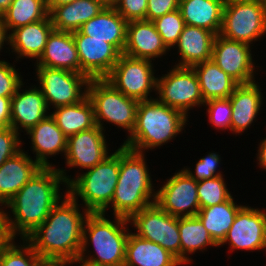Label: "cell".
I'll return each mask as SVG.
<instances>
[{
	"label": "cell",
	"instance_id": "obj_46",
	"mask_svg": "<svg viewBox=\"0 0 266 266\" xmlns=\"http://www.w3.org/2000/svg\"><path fill=\"white\" fill-rule=\"evenodd\" d=\"M257 156L258 164L266 170V138L260 143Z\"/></svg>",
	"mask_w": 266,
	"mask_h": 266
},
{
	"label": "cell",
	"instance_id": "obj_25",
	"mask_svg": "<svg viewBox=\"0 0 266 266\" xmlns=\"http://www.w3.org/2000/svg\"><path fill=\"white\" fill-rule=\"evenodd\" d=\"M128 22L115 8H104L98 15L83 24L79 31L92 39L105 40L121 54L126 43Z\"/></svg>",
	"mask_w": 266,
	"mask_h": 266
},
{
	"label": "cell",
	"instance_id": "obj_11",
	"mask_svg": "<svg viewBox=\"0 0 266 266\" xmlns=\"http://www.w3.org/2000/svg\"><path fill=\"white\" fill-rule=\"evenodd\" d=\"M156 99L188 116L194 106H204L196 72L191 67L174 66L170 72L157 79Z\"/></svg>",
	"mask_w": 266,
	"mask_h": 266
},
{
	"label": "cell",
	"instance_id": "obj_35",
	"mask_svg": "<svg viewBox=\"0 0 266 266\" xmlns=\"http://www.w3.org/2000/svg\"><path fill=\"white\" fill-rule=\"evenodd\" d=\"M22 240L23 245L21 247L16 246L14 239H12L3 249L0 254V266H43L45 264V261L33 247L25 239Z\"/></svg>",
	"mask_w": 266,
	"mask_h": 266
},
{
	"label": "cell",
	"instance_id": "obj_51",
	"mask_svg": "<svg viewBox=\"0 0 266 266\" xmlns=\"http://www.w3.org/2000/svg\"><path fill=\"white\" fill-rule=\"evenodd\" d=\"M73 265L74 263H57V262H45L43 266H66V265Z\"/></svg>",
	"mask_w": 266,
	"mask_h": 266
},
{
	"label": "cell",
	"instance_id": "obj_21",
	"mask_svg": "<svg viewBox=\"0 0 266 266\" xmlns=\"http://www.w3.org/2000/svg\"><path fill=\"white\" fill-rule=\"evenodd\" d=\"M41 168L22 149L8 158L0 166V206L6 205Z\"/></svg>",
	"mask_w": 266,
	"mask_h": 266
},
{
	"label": "cell",
	"instance_id": "obj_13",
	"mask_svg": "<svg viewBox=\"0 0 266 266\" xmlns=\"http://www.w3.org/2000/svg\"><path fill=\"white\" fill-rule=\"evenodd\" d=\"M155 202L177 218L196 216L200 210L197 181L182 169L156 191Z\"/></svg>",
	"mask_w": 266,
	"mask_h": 266
},
{
	"label": "cell",
	"instance_id": "obj_9",
	"mask_svg": "<svg viewBox=\"0 0 266 266\" xmlns=\"http://www.w3.org/2000/svg\"><path fill=\"white\" fill-rule=\"evenodd\" d=\"M128 221L137 236L161 245L181 262L178 218L165 212L156 202L133 214Z\"/></svg>",
	"mask_w": 266,
	"mask_h": 266
},
{
	"label": "cell",
	"instance_id": "obj_18",
	"mask_svg": "<svg viewBox=\"0 0 266 266\" xmlns=\"http://www.w3.org/2000/svg\"><path fill=\"white\" fill-rule=\"evenodd\" d=\"M22 86L23 82L11 97L10 105V126L19 134L20 128L28 132L48 116V106L43 93L38 89L40 87L35 86L20 93Z\"/></svg>",
	"mask_w": 266,
	"mask_h": 266
},
{
	"label": "cell",
	"instance_id": "obj_42",
	"mask_svg": "<svg viewBox=\"0 0 266 266\" xmlns=\"http://www.w3.org/2000/svg\"><path fill=\"white\" fill-rule=\"evenodd\" d=\"M148 0H119L116 11L127 21L146 20Z\"/></svg>",
	"mask_w": 266,
	"mask_h": 266
},
{
	"label": "cell",
	"instance_id": "obj_20",
	"mask_svg": "<svg viewBox=\"0 0 266 266\" xmlns=\"http://www.w3.org/2000/svg\"><path fill=\"white\" fill-rule=\"evenodd\" d=\"M39 61V62H38ZM36 66L81 73V65L72 32L53 29Z\"/></svg>",
	"mask_w": 266,
	"mask_h": 266
},
{
	"label": "cell",
	"instance_id": "obj_31",
	"mask_svg": "<svg viewBox=\"0 0 266 266\" xmlns=\"http://www.w3.org/2000/svg\"><path fill=\"white\" fill-rule=\"evenodd\" d=\"M55 109L51 116L67 138L96 126L93 106L87 96L79 103Z\"/></svg>",
	"mask_w": 266,
	"mask_h": 266
},
{
	"label": "cell",
	"instance_id": "obj_29",
	"mask_svg": "<svg viewBox=\"0 0 266 266\" xmlns=\"http://www.w3.org/2000/svg\"><path fill=\"white\" fill-rule=\"evenodd\" d=\"M225 0H180L179 9L186 25L220 34Z\"/></svg>",
	"mask_w": 266,
	"mask_h": 266
},
{
	"label": "cell",
	"instance_id": "obj_15",
	"mask_svg": "<svg viewBox=\"0 0 266 266\" xmlns=\"http://www.w3.org/2000/svg\"><path fill=\"white\" fill-rule=\"evenodd\" d=\"M264 210L243 206L237 213L225 239L231 250H260L266 248V213Z\"/></svg>",
	"mask_w": 266,
	"mask_h": 266
},
{
	"label": "cell",
	"instance_id": "obj_40",
	"mask_svg": "<svg viewBox=\"0 0 266 266\" xmlns=\"http://www.w3.org/2000/svg\"><path fill=\"white\" fill-rule=\"evenodd\" d=\"M220 155L216 153H209L205 158L199 159L195 166V174L193 175L192 171L189 168L184 170L196 181H201L205 179H211L216 176H222L221 173L216 172L217 167L220 164Z\"/></svg>",
	"mask_w": 266,
	"mask_h": 266
},
{
	"label": "cell",
	"instance_id": "obj_8",
	"mask_svg": "<svg viewBox=\"0 0 266 266\" xmlns=\"http://www.w3.org/2000/svg\"><path fill=\"white\" fill-rule=\"evenodd\" d=\"M264 34L265 0H225L221 36L250 45Z\"/></svg>",
	"mask_w": 266,
	"mask_h": 266
},
{
	"label": "cell",
	"instance_id": "obj_10",
	"mask_svg": "<svg viewBox=\"0 0 266 266\" xmlns=\"http://www.w3.org/2000/svg\"><path fill=\"white\" fill-rule=\"evenodd\" d=\"M151 62L122 53L105 79L129 98L137 101L151 100L148 95L152 90L156 91L158 79L154 76Z\"/></svg>",
	"mask_w": 266,
	"mask_h": 266
},
{
	"label": "cell",
	"instance_id": "obj_16",
	"mask_svg": "<svg viewBox=\"0 0 266 266\" xmlns=\"http://www.w3.org/2000/svg\"><path fill=\"white\" fill-rule=\"evenodd\" d=\"M81 65V74L89 79H104L112 71L121 53L105 40L92 39L79 30L72 32Z\"/></svg>",
	"mask_w": 266,
	"mask_h": 266
},
{
	"label": "cell",
	"instance_id": "obj_41",
	"mask_svg": "<svg viewBox=\"0 0 266 266\" xmlns=\"http://www.w3.org/2000/svg\"><path fill=\"white\" fill-rule=\"evenodd\" d=\"M19 133L11 126L0 128V166L21 149Z\"/></svg>",
	"mask_w": 266,
	"mask_h": 266
},
{
	"label": "cell",
	"instance_id": "obj_33",
	"mask_svg": "<svg viewBox=\"0 0 266 266\" xmlns=\"http://www.w3.org/2000/svg\"><path fill=\"white\" fill-rule=\"evenodd\" d=\"M181 242V263L188 264L191 259L187 254L205 250L206 246H218L197 216L178 218Z\"/></svg>",
	"mask_w": 266,
	"mask_h": 266
},
{
	"label": "cell",
	"instance_id": "obj_7",
	"mask_svg": "<svg viewBox=\"0 0 266 266\" xmlns=\"http://www.w3.org/2000/svg\"><path fill=\"white\" fill-rule=\"evenodd\" d=\"M87 97L93 106L96 125L104 130L101 122H111L131 134L139 101L125 96L105 78L89 80Z\"/></svg>",
	"mask_w": 266,
	"mask_h": 266
},
{
	"label": "cell",
	"instance_id": "obj_48",
	"mask_svg": "<svg viewBox=\"0 0 266 266\" xmlns=\"http://www.w3.org/2000/svg\"><path fill=\"white\" fill-rule=\"evenodd\" d=\"M74 1L75 0H46V7L49 13L54 7H57L63 4L72 3Z\"/></svg>",
	"mask_w": 266,
	"mask_h": 266
},
{
	"label": "cell",
	"instance_id": "obj_1",
	"mask_svg": "<svg viewBox=\"0 0 266 266\" xmlns=\"http://www.w3.org/2000/svg\"><path fill=\"white\" fill-rule=\"evenodd\" d=\"M65 194L45 221L25 238L45 262L76 263L79 257L89 212L84 208L80 213L78 202Z\"/></svg>",
	"mask_w": 266,
	"mask_h": 266
},
{
	"label": "cell",
	"instance_id": "obj_3",
	"mask_svg": "<svg viewBox=\"0 0 266 266\" xmlns=\"http://www.w3.org/2000/svg\"><path fill=\"white\" fill-rule=\"evenodd\" d=\"M155 201L156 192L152 186L144 153L120 146V171L110 203L113 214L129 219Z\"/></svg>",
	"mask_w": 266,
	"mask_h": 266
},
{
	"label": "cell",
	"instance_id": "obj_26",
	"mask_svg": "<svg viewBox=\"0 0 266 266\" xmlns=\"http://www.w3.org/2000/svg\"><path fill=\"white\" fill-rule=\"evenodd\" d=\"M260 91L255 81L235 88L229 97L232 107L230 131L241 134L253 123L262 105Z\"/></svg>",
	"mask_w": 266,
	"mask_h": 266
},
{
	"label": "cell",
	"instance_id": "obj_19",
	"mask_svg": "<svg viewBox=\"0 0 266 266\" xmlns=\"http://www.w3.org/2000/svg\"><path fill=\"white\" fill-rule=\"evenodd\" d=\"M168 50L152 21L128 22L123 54L152 61L153 58L166 54Z\"/></svg>",
	"mask_w": 266,
	"mask_h": 266
},
{
	"label": "cell",
	"instance_id": "obj_43",
	"mask_svg": "<svg viewBox=\"0 0 266 266\" xmlns=\"http://www.w3.org/2000/svg\"><path fill=\"white\" fill-rule=\"evenodd\" d=\"M180 0H148L146 11V20L154 21L155 19L179 9Z\"/></svg>",
	"mask_w": 266,
	"mask_h": 266
},
{
	"label": "cell",
	"instance_id": "obj_27",
	"mask_svg": "<svg viewBox=\"0 0 266 266\" xmlns=\"http://www.w3.org/2000/svg\"><path fill=\"white\" fill-rule=\"evenodd\" d=\"M183 265L161 245L130 232L126 242L124 266H179Z\"/></svg>",
	"mask_w": 266,
	"mask_h": 266
},
{
	"label": "cell",
	"instance_id": "obj_45",
	"mask_svg": "<svg viewBox=\"0 0 266 266\" xmlns=\"http://www.w3.org/2000/svg\"><path fill=\"white\" fill-rule=\"evenodd\" d=\"M12 239L13 238L10 236L2 209H0V254L2 253L3 249L12 241Z\"/></svg>",
	"mask_w": 266,
	"mask_h": 266
},
{
	"label": "cell",
	"instance_id": "obj_44",
	"mask_svg": "<svg viewBox=\"0 0 266 266\" xmlns=\"http://www.w3.org/2000/svg\"><path fill=\"white\" fill-rule=\"evenodd\" d=\"M11 97H0V128L10 127Z\"/></svg>",
	"mask_w": 266,
	"mask_h": 266
},
{
	"label": "cell",
	"instance_id": "obj_39",
	"mask_svg": "<svg viewBox=\"0 0 266 266\" xmlns=\"http://www.w3.org/2000/svg\"><path fill=\"white\" fill-rule=\"evenodd\" d=\"M22 83L21 75L9 62L0 61V97H12Z\"/></svg>",
	"mask_w": 266,
	"mask_h": 266
},
{
	"label": "cell",
	"instance_id": "obj_36",
	"mask_svg": "<svg viewBox=\"0 0 266 266\" xmlns=\"http://www.w3.org/2000/svg\"><path fill=\"white\" fill-rule=\"evenodd\" d=\"M197 194L200 208L222 204L232 197L223 176L197 181Z\"/></svg>",
	"mask_w": 266,
	"mask_h": 266
},
{
	"label": "cell",
	"instance_id": "obj_24",
	"mask_svg": "<svg viewBox=\"0 0 266 266\" xmlns=\"http://www.w3.org/2000/svg\"><path fill=\"white\" fill-rule=\"evenodd\" d=\"M27 134L31 138V148L36 152L35 161L42 167H53L47 160L49 155L60 154L59 152L66 154L67 137L57 126L51 114L31 128Z\"/></svg>",
	"mask_w": 266,
	"mask_h": 266
},
{
	"label": "cell",
	"instance_id": "obj_50",
	"mask_svg": "<svg viewBox=\"0 0 266 266\" xmlns=\"http://www.w3.org/2000/svg\"><path fill=\"white\" fill-rule=\"evenodd\" d=\"M12 0H0V16L10 7Z\"/></svg>",
	"mask_w": 266,
	"mask_h": 266
},
{
	"label": "cell",
	"instance_id": "obj_2",
	"mask_svg": "<svg viewBox=\"0 0 266 266\" xmlns=\"http://www.w3.org/2000/svg\"><path fill=\"white\" fill-rule=\"evenodd\" d=\"M65 169L42 167L5 205L14 219L2 210L10 236L25 239L40 226L53 207L60 202V184L70 182ZM61 182V183H60Z\"/></svg>",
	"mask_w": 266,
	"mask_h": 266
},
{
	"label": "cell",
	"instance_id": "obj_38",
	"mask_svg": "<svg viewBox=\"0 0 266 266\" xmlns=\"http://www.w3.org/2000/svg\"><path fill=\"white\" fill-rule=\"evenodd\" d=\"M208 106L209 122L221 130L230 129L232 107L229 98L212 99L204 102Z\"/></svg>",
	"mask_w": 266,
	"mask_h": 266
},
{
	"label": "cell",
	"instance_id": "obj_12",
	"mask_svg": "<svg viewBox=\"0 0 266 266\" xmlns=\"http://www.w3.org/2000/svg\"><path fill=\"white\" fill-rule=\"evenodd\" d=\"M36 67L40 90L48 109L50 104H53L55 108L75 104L87 96V86L90 79L86 75L45 66ZM81 89H84V92Z\"/></svg>",
	"mask_w": 266,
	"mask_h": 266
},
{
	"label": "cell",
	"instance_id": "obj_28",
	"mask_svg": "<svg viewBox=\"0 0 266 266\" xmlns=\"http://www.w3.org/2000/svg\"><path fill=\"white\" fill-rule=\"evenodd\" d=\"M103 9L104 7L96 0H75L54 7L48 15L55 30L74 32Z\"/></svg>",
	"mask_w": 266,
	"mask_h": 266
},
{
	"label": "cell",
	"instance_id": "obj_6",
	"mask_svg": "<svg viewBox=\"0 0 266 266\" xmlns=\"http://www.w3.org/2000/svg\"><path fill=\"white\" fill-rule=\"evenodd\" d=\"M88 172L70 179L67 193L75 200H83L89 213H103L110 207L120 171V148Z\"/></svg>",
	"mask_w": 266,
	"mask_h": 266
},
{
	"label": "cell",
	"instance_id": "obj_4",
	"mask_svg": "<svg viewBox=\"0 0 266 266\" xmlns=\"http://www.w3.org/2000/svg\"><path fill=\"white\" fill-rule=\"evenodd\" d=\"M113 222L107 219L103 213H89L87 215L83 226L82 245L76 264L81 263L82 266H124L126 242L130 233L125 225L129 221L127 218L115 216ZM90 242L97 257L96 255H94L95 257L93 255L85 256Z\"/></svg>",
	"mask_w": 266,
	"mask_h": 266
},
{
	"label": "cell",
	"instance_id": "obj_5",
	"mask_svg": "<svg viewBox=\"0 0 266 266\" xmlns=\"http://www.w3.org/2000/svg\"><path fill=\"white\" fill-rule=\"evenodd\" d=\"M187 118L156 98L139 101L134 129L122 146L141 153L162 146L184 130Z\"/></svg>",
	"mask_w": 266,
	"mask_h": 266
},
{
	"label": "cell",
	"instance_id": "obj_34",
	"mask_svg": "<svg viewBox=\"0 0 266 266\" xmlns=\"http://www.w3.org/2000/svg\"><path fill=\"white\" fill-rule=\"evenodd\" d=\"M48 16L46 0H12L2 15L7 32L45 19Z\"/></svg>",
	"mask_w": 266,
	"mask_h": 266
},
{
	"label": "cell",
	"instance_id": "obj_23",
	"mask_svg": "<svg viewBox=\"0 0 266 266\" xmlns=\"http://www.w3.org/2000/svg\"><path fill=\"white\" fill-rule=\"evenodd\" d=\"M54 29L49 15L40 21L30 23L9 31L11 49L18 54L17 58L27 57L37 60L43 54L48 36Z\"/></svg>",
	"mask_w": 266,
	"mask_h": 266
},
{
	"label": "cell",
	"instance_id": "obj_37",
	"mask_svg": "<svg viewBox=\"0 0 266 266\" xmlns=\"http://www.w3.org/2000/svg\"><path fill=\"white\" fill-rule=\"evenodd\" d=\"M152 22L168 49L175 46L186 25L180 9L166 13Z\"/></svg>",
	"mask_w": 266,
	"mask_h": 266
},
{
	"label": "cell",
	"instance_id": "obj_47",
	"mask_svg": "<svg viewBox=\"0 0 266 266\" xmlns=\"http://www.w3.org/2000/svg\"><path fill=\"white\" fill-rule=\"evenodd\" d=\"M8 36H9V34H8L6 27L4 25L3 18H2V16H0V51H1L2 47L4 46L3 45L4 42H9Z\"/></svg>",
	"mask_w": 266,
	"mask_h": 266
},
{
	"label": "cell",
	"instance_id": "obj_14",
	"mask_svg": "<svg viewBox=\"0 0 266 266\" xmlns=\"http://www.w3.org/2000/svg\"><path fill=\"white\" fill-rule=\"evenodd\" d=\"M211 59L238 84L254 82L250 45L216 35Z\"/></svg>",
	"mask_w": 266,
	"mask_h": 266
},
{
	"label": "cell",
	"instance_id": "obj_22",
	"mask_svg": "<svg viewBox=\"0 0 266 266\" xmlns=\"http://www.w3.org/2000/svg\"><path fill=\"white\" fill-rule=\"evenodd\" d=\"M215 37L216 34L208 29L185 25L175 44L181 57L175 66L192 68L194 65L210 60Z\"/></svg>",
	"mask_w": 266,
	"mask_h": 266
},
{
	"label": "cell",
	"instance_id": "obj_32",
	"mask_svg": "<svg viewBox=\"0 0 266 266\" xmlns=\"http://www.w3.org/2000/svg\"><path fill=\"white\" fill-rule=\"evenodd\" d=\"M233 199L231 197L222 204L200 208L196 214L218 246L225 239L238 211L243 207L242 205H236Z\"/></svg>",
	"mask_w": 266,
	"mask_h": 266
},
{
	"label": "cell",
	"instance_id": "obj_17",
	"mask_svg": "<svg viewBox=\"0 0 266 266\" xmlns=\"http://www.w3.org/2000/svg\"><path fill=\"white\" fill-rule=\"evenodd\" d=\"M98 125L67 138L66 165L89 169L101 163L107 156L106 137Z\"/></svg>",
	"mask_w": 266,
	"mask_h": 266
},
{
	"label": "cell",
	"instance_id": "obj_30",
	"mask_svg": "<svg viewBox=\"0 0 266 266\" xmlns=\"http://www.w3.org/2000/svg\"><path fill=\"white\" fill-rule=\"evenodd\" d=\"M199 80L204 101L229 98L239 85L212 60H207L192 67Z\"/></svg>",
	"mask_w": 266,
	"mask_h": 266
},
{
	"label": "cell",
	"instance_id": "obj_49",
	"mask_svg": "<svg viewBox=\"0 0 266 266\" xmlns=\"http://www.w3.org/2000/svg\"><path fill=\"white\" fill-rule=\"evenodd\" d=\"M96 1H98L104 8H115L119 0H96Z\"/></svg>",
	"mask_w": 266,
	"mask_h": 266
}]
</instances>
